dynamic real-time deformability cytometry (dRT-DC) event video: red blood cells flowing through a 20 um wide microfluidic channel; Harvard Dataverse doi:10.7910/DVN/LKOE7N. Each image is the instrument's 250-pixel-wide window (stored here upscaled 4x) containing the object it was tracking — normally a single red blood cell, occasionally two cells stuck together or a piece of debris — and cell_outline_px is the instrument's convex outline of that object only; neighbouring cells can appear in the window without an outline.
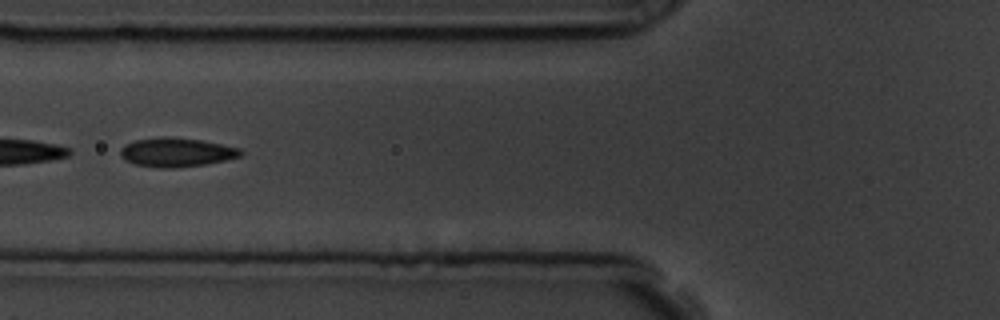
{"species": "common noctule bat (a hibernating species)", "species_latin": "Nyctalus noctula", "temperature_condition": "room temperature", "stored_images_in_passage": 25, "camera_frame_rate_fps": 3000, "um_per_image_px": 0.085, "animal": {"sex": "male", "body_mass_g": 19.5, "forearm_length_mm": 54.6}, "frame": {"image": 1, "passage_image": 11, "time_ms": 3.333, "image_size_px": [1000, 320], "cell_outline_px": [[244, 152], [240, 156], [224, 160], [204, 164], [172, 168], [160, 168], [136, 164], [124, 160], [120, 156], [120, 148], [124, 144], [136, 140], [160, 136], [168, 136], [200, 140], [240, 148]], "centroid_in_image_um": [14.95, 12.93], "position_along_channel_um": 110.8, "area_um2": 20.29}}
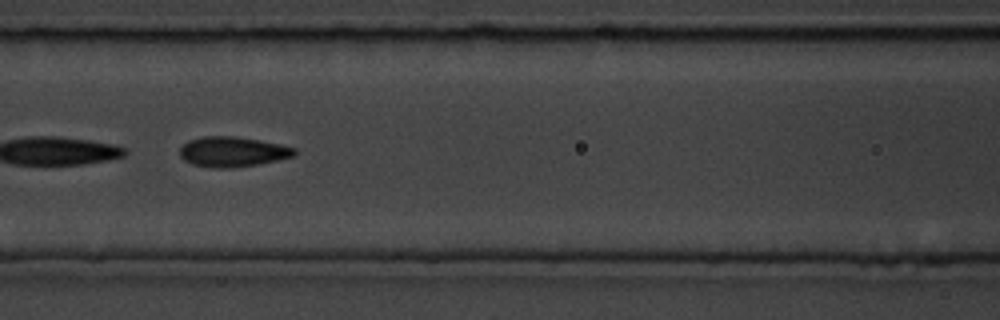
{"frame": {"image": 2, "passage_image": 14, "time_ms": 4.333, "image_size_px": [1000, 320], "cell_outline_px": [[296, 156], [256, 164], [232, 168], [212, 168], [192, 164], [184, 160], [180, 156], [180, 148], [188, 140], [204, 136], [232, 136], [260, 140], [280, 144], [296, 148]], "centroid_in_image_um": [19.76, 12.9], "position_along_channel_um": 146.8, "area_um2": 20.11}}